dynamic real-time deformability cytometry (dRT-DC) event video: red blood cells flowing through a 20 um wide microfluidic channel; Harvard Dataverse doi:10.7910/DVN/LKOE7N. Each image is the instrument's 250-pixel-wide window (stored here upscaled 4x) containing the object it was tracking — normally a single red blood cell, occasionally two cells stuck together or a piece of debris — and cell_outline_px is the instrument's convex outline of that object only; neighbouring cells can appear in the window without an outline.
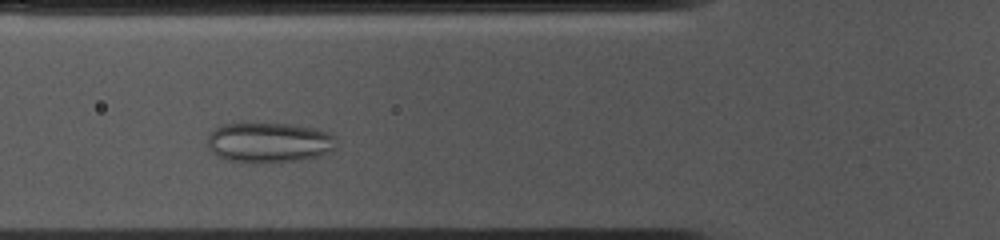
{"species": "common noctule bat (a hibernating species)", "species_latin": "Nyctalus noctula", "temperature_condition": "cold", "stored_images_in_passage": 32, "camera_frame_rate_fps": 3000, "um_per_image_px": 0.085, "animal": {"sex": "female", "body_mass_g": 10.0, "forearm_length_mm": 53.1}, "frame": {"image": 1, "passage_image": 10, "time_ms": 3.0, "image_size_px": [1000, 240], "cell_outline_px": [[336, 148], [332, 152], [320, 156], [304, 160], [264, 164], [244, 164], [228, 160], [216, 156], [208, 148], [208, 132], [224, 124], [244, 120], [292, 124], [316, 128], [328, 132], [332, 136]], "centroid_in_image_um": [22.82, 12.1], "position_along_channel_um": 103.0, "area_um2": 31.85}}
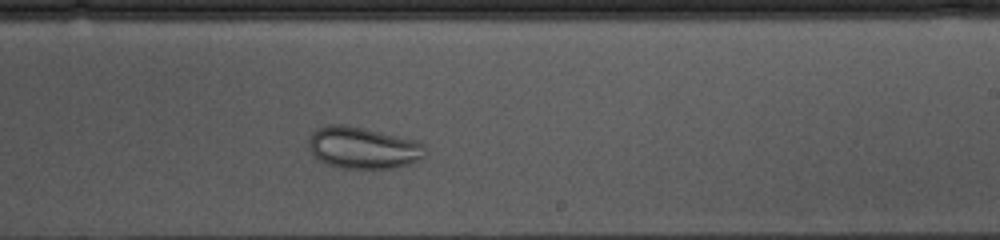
{"frame": {"image": 2, "passage_image": 23, "time_ms": 7.333, "image_size_px": [1000, 240], "cell_outline_px": [[424, 160], [396, 168], [340, 168], [316, 160], [308, 148], [308, 140], [312, 132], [316, 128], [328, 124], [344, 124], [364, 128], [416, 140], [424, 144]], "centroid_in_image_um": [30.84, 12.57], "position_along_channel_um": 258.2, "area_um2": 28.78}}